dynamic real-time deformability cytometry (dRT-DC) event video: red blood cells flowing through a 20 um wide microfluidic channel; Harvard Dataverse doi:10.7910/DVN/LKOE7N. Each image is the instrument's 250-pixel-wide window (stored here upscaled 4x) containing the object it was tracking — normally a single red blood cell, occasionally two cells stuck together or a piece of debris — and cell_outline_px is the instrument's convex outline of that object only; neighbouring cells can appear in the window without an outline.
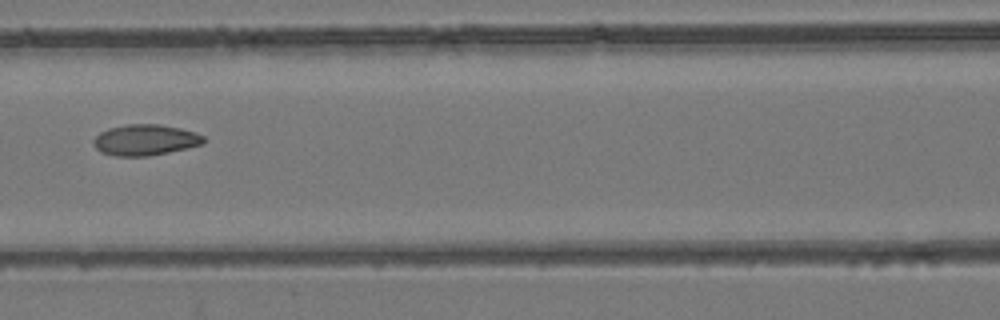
{"species": "common noctule bat (a hibernating species)", "species_latin": "Nyctalus noctula", "temperature_condition": "room temperature", "stored_images_in_passage": 8, "camera_frame_rate_fps": 3000, "um_per_image_px": 0.085, "animal": {"sex": "female", "body_mass_g": 24.6, "forearm_length_mm": 56.2}, "frame": {"image": 1, "passage_image": 8, "time_ms": 8.0, "image_size_px": [1000, 320], "cell_outline_px": [[204, 144], [188, 148], [148, 156], [116, 156], [100, 152], [96, 148], [92, 140], [100, 132], [108, 128], [128, 124], [160, 124], [180, 128], [196, 132], [204, 136]], "centroid_in_image_um": [12.35, 11.89], "position_along_channel_um": 154.3, "area_um2": 19.94}}